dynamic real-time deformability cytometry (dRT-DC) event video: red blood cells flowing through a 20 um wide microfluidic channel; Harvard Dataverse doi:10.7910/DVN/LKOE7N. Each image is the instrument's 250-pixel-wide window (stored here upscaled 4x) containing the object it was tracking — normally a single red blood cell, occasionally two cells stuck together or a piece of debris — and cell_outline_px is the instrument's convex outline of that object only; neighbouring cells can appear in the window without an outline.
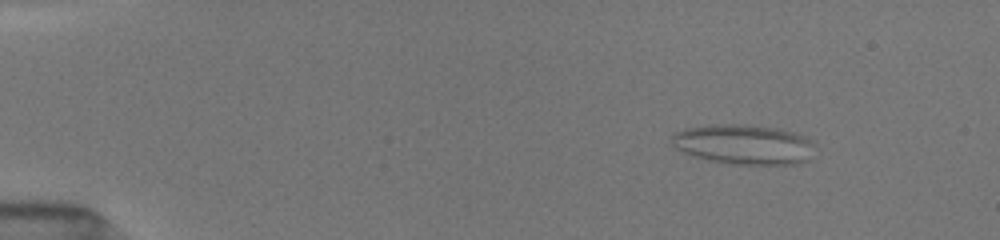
{"species": "common noctule bat (a hibernating species)", "species_latin": "Nyctalus noctula", "temperature_condition": "room temperature", "stored_images_in_passage": 25, "camera_frame_rate_fps": 3000, "um_per_image_px": 0.085, "animal": {"sex": "female", "body_mass_g": 19.5, "forearm_length_mm": 54.1}, "frame": {"image": 1, "passage_image": 3, "time_ms": 1.0, "image_size_px": [1000, 240], "cell_outline_px": [[812, 140], [808, 160], [796, 164], [732, 164], [708, 160], [692, 156], [676, 148], [672, 144], [672, 136], [676, 132], [684, 128], [708, 124], [744, 124], [776, 128], [792, 132], [804, 136]], "centroid_in_image_um": [63.15, 12.26], "position_along_channel_um": 21.8, "area_um2": 33.12}}
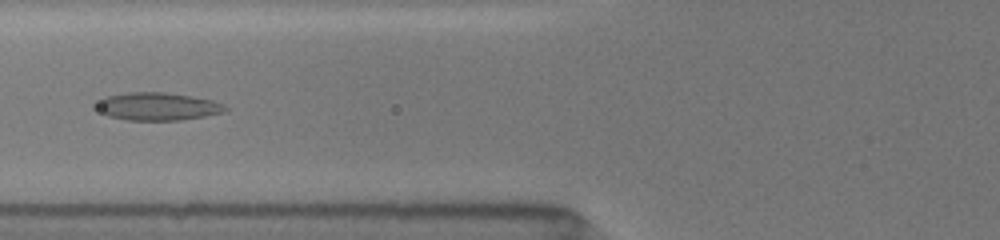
{"frame": {"image": 2, "passage_image": 18, "time_ms": 6.0, "image_size_px": [1000, 240], "cell_outline_px": [[228, 108], [224, 112], [204, 116], [180, 120], [128, 120], [108, 116], [92, 108], [92, 104], [104, 96], [128, 92], [164, 92], [192, 96], [212, 100], [224, 104]], "centroid_in_image_um": [13.31, 9.04], "position_along_channel_um": 112.5, "area_um2": 21.21}}
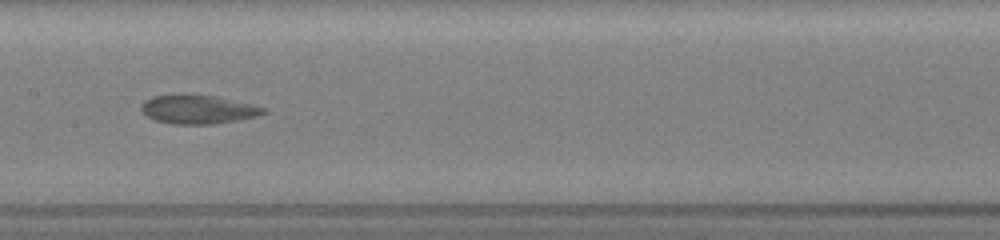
{"frame": {"image": 3, "passage_image": 24, "time_ms": 8.0, "image_size_px": [1000, 240], "cell_outline_px": [[268, 112], [256, 116], [236, 120], [212, 124], [172, 124], [152, 120], [140, 108], [140, 104], [144, 100], [152, 96], [180, 92], [216, 96], [252, 104], [268, 108]], "centroid_in_image_um": [16.79, 9.26], "position_along_channel_um": 190.6, "area_um2": 21.1}}